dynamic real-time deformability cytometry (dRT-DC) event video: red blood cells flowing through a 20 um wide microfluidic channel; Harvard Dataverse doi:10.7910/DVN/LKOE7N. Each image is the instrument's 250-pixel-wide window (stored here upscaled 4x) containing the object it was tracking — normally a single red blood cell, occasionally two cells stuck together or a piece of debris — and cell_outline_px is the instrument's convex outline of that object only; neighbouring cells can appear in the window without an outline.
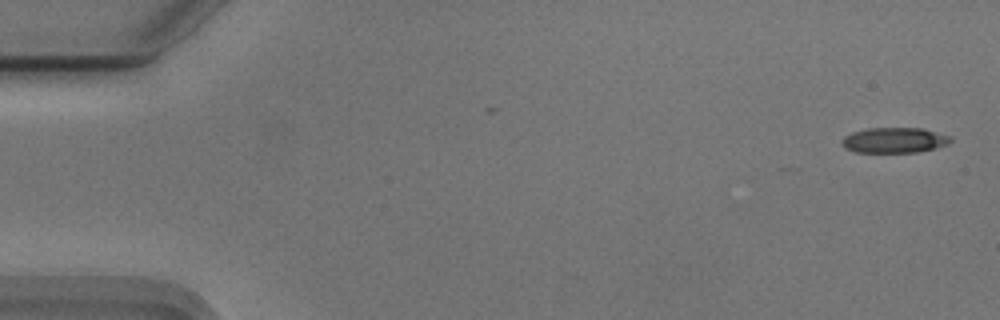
{"species": "Egyptian fruit bat (a non-hibernating species)", "species_latin": "Rousettus aegyptiacus", "temperature_condition": "cold", "stored_images_in_passage": 5, "camera_frame_rate_fps": 3000, "um_per_image_px": 0.085, "animal": {"sex": "male"}, "frame": {"image": 1, "passage_image": 1, "time_ms": 0.0, "image_size_px": [1000, 320], "cell_outline_px": [[952, 140], [948, 144], [936, 148], [916, 152], [856, 152], [844, 148], [840, 144], [844, 136], [852, 132], [868, 128], [920, 128], [952, 136]], "centroid_in_image_um": [76.01, 11.92], "position_along_channel_um": 9.0, "area_um2": 16.13}}